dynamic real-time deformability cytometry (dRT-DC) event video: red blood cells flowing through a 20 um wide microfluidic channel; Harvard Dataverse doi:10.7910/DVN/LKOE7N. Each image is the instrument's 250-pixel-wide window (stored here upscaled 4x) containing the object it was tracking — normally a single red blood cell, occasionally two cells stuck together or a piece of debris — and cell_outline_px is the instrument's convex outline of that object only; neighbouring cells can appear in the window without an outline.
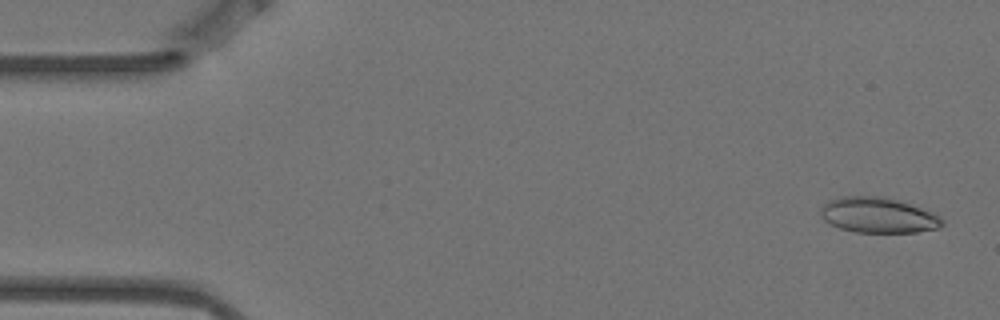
{"species": "Egyptian fruit bat (a non-hibernating species)", "species_latin": "Rousettus aegyptiacus", "temperature_condition": "warm", "stored_images_in_passage": 4, "camera_frame_rate_fps": 3000, "um_per_image_px": 0.085, "animal": {"sex": "female"}, "frame": {"image": 1, "passage_image": 1, "time_ms": 0.0, "image_size_px": [1000, 320], "cell_outline_px": [[944, 224], [940, 228], [916, 232], [856, 232], [840, 228], [824, 220], [820, 216], [820, 208], [828, 200], [844, 196], [884, 196], [920, 208], [940, 216], [944, 220]], "centroid_in_image_um": [74.63, 18.29], "position_along_channel_um": 10.4, "area_um2": 24.97}}